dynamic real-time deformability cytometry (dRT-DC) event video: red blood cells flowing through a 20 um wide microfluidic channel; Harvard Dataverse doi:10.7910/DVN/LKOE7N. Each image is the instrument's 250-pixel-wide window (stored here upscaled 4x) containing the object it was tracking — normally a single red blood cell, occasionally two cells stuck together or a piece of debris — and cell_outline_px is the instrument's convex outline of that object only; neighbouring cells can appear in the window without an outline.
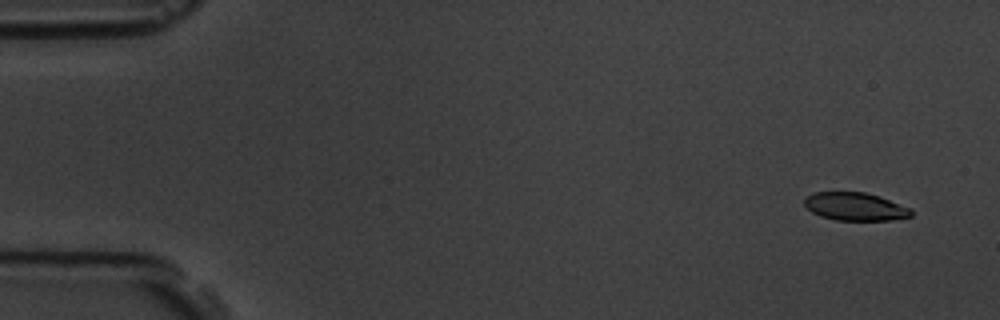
{"species": "common noctule bat (a hibernating species)", "species_latin": "Nyctalus noctula", "temperature_condition": "room temperature", "stored_images_in_passage": 5, "segment_of_instrument_passage": [1, 2], "camera_frame_rate_fps": 3000, "um_per_image_px": 0.085, "animal": {"sex": "male", "body_mass_g": 19.5, "forearm_length_mm": 54.6}, "frame": {"image": 1, "passage_image": 1, "time_ms": 0.0, "image_size_px": [1000, 320], "cell_outline_px": [[912, 216], [888, 220], [836, 220], [820, 216], [812, 212], [804, 204], [804, 200], [812, 192], [864, 192], [880, 196], [912, 208]], "centroid_in_image_um": [72.71, 17.55], "position_along_channel_um": 12.3, "area_um2": 17.46}}